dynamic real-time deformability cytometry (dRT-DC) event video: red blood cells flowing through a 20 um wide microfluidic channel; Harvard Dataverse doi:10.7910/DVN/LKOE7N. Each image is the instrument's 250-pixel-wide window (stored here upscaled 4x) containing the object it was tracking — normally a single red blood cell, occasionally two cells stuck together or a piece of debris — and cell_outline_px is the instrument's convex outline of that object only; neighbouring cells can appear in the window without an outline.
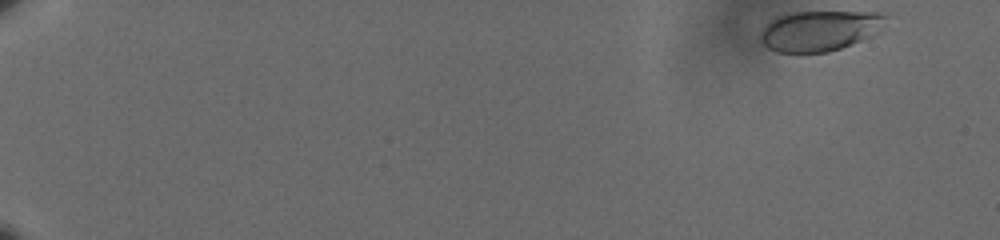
{"species": "human", "species_latin": "Homo sapiens", "temperature_condition": "cold", "stored_images_in_passage": 57, "camera_frame_rate_fps": 3000, "um_per_image_px": 0.085, "donor": {"sex": "male"}, "frame": {"image": 1, "passage_image": 1, "time_ms": 0.0, "image_size_px": [1000, 240], "cell_outline_px": [[888, 16], [880, 32], [872, 36], [852, 44], [828, 52], [776, 52], [768, 48], [760, 40], [760, 32], [764, 24], [776, 16], [796, 12], [880, 12]], "centroid_in_image_um": [69.68, 2.6], "position_along_channel_um": 15.3, "area_um2": 29.77}}
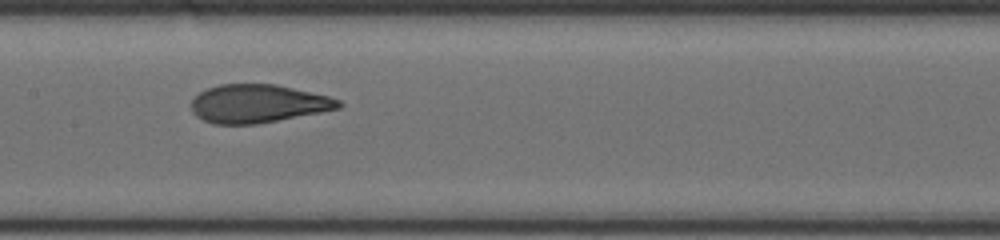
{"frame": {"image": 2, "passage_image": 31, "time_ms": 10.0, "image_size_px": [1000, 240], "cell_outline_px": [[344, 104], [340, 108], [320, 112], [256, 124], [212, 124], [196, 116], [192, 112], [192, 100], [200, 92], [208, 88], [220, 84], [276, 84], [328, 96], [340, 100]], "centroid_in_image_um": [21.92, 8.81], "position_along_channel_um": 185.5, "area_um2": 32.66}}
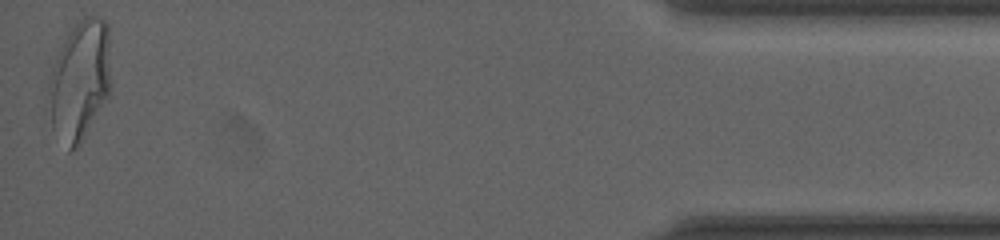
{"frame": {"image": 3, "passage_image": 57, "time_ms": 18.667, "image_size_px": [1000, 240], "cell_outline_px": [[108, 96], [80, 144], [76, 148], [68, 152], [52, 128], [44, 108], [48, 76], [64, 40], [68, 32], [80, 20], [88, 16], [96, 16], [104, 20], [108, 24]], "centroid_in_image_um": [6.68, 6.91], "position_along_channel_um": 428.5, "area_um2": 43.87}, "authors_computed_cell_mechanics": {"area_um2": 33.4662, "velocity_mm_per_s": 3.5866, "shape_relaxation_time_tau1_ms": 5.1819, "shape_relaxation_time_tau2_ms": 0.7485, "deformation_change_tau1": 0.2084, "deformation_change_tau2": 0.0765}}